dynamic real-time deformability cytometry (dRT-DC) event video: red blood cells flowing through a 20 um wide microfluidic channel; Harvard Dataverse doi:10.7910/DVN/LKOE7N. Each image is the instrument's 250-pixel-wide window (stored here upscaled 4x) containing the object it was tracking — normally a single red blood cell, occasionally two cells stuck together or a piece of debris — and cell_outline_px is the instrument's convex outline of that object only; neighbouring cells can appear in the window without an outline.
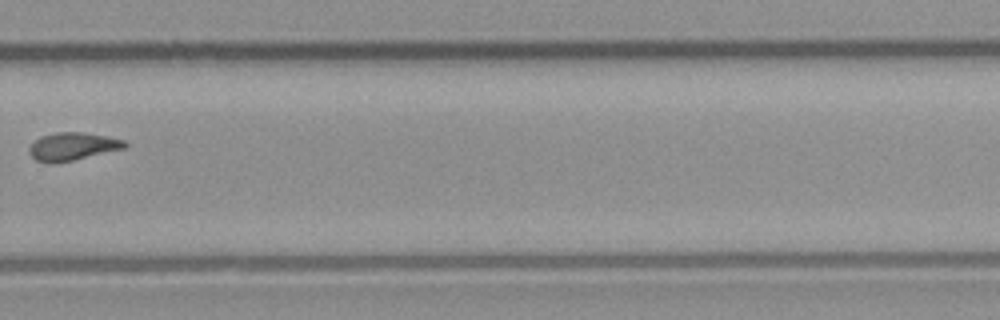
{"species": "common noctule bat (a hibernating species)", "species_latin": "Nyctalus noctula", "temperature_condition": "room temperature", "stored_images_in_passage": 11, "camera_frame_rate_fps": 3000, "um_per_image_px": 0.085, "animal": {"sex": "male", "body_mass_g": 23.1, "forearm_length_mm": 52.7}, "frame": {"image": 1, "passage_image": 11, "time_ms": 12.0, "image_size_px": [1000, 320], "cell_outline_px": [[128, 144], [124, 148], [72, 160], [52, 164], [48, 164], [36, 160], [28, 152], [28, 148], [40, 136], [56, 132], [84, 132], [108, 136], [124, 140]], "centroid_in_image_um": [6.14, 12.44], "position_along_channel_um": 323.7, "area_um2": 15.49}}